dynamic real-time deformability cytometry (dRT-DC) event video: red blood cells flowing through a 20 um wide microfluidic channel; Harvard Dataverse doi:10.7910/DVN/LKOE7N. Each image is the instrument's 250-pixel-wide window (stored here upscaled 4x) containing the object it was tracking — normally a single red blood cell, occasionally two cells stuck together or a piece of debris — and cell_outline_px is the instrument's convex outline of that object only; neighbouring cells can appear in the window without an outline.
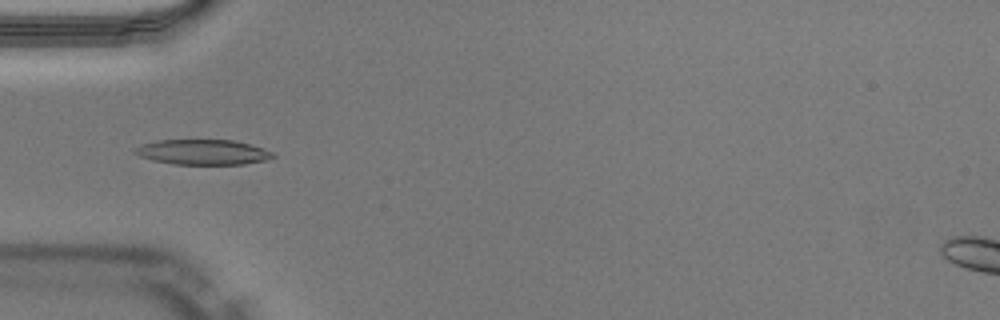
{"species": "Egyptian fruit bat (a non-hibernating species)", "species_latin": "Rousettus aegyptiacus", "temperature_condition": "warm", "stored_images_in_passage": 35, "camera_frame_rate_fps": 3000, "um_per_image_px": 0.085, "animal": {"sex": "male"}, "frame": {"image": 1, "passage_image": 2, "time_ms": 0.333, "image_size_px": [1000, 320], "cell_outline_px": [[276, 156], [264, 160], [244, 164], [176, 164], [152, 160], [140, 156], [132, 152], [140, 144], [160, 140], [232, 140], [264, 148], [272, 152]], "centroid_in_image_um": [17.22, 12.93], "position_along_channel_um": 67.8, "area_um2": 20.06}}
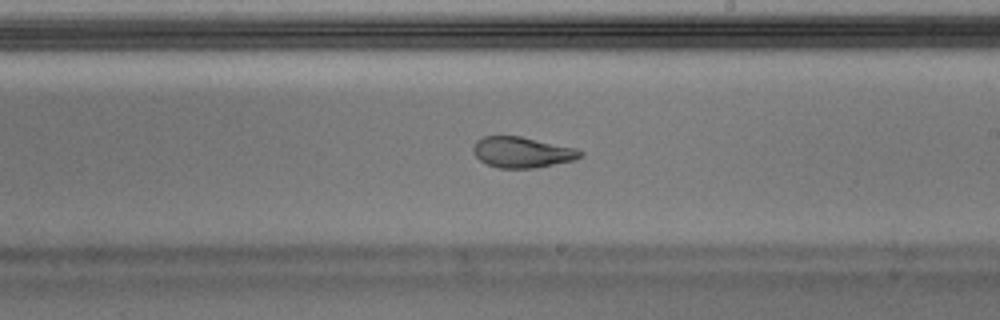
{"frame": {"image": 2, "passage_image": 15, "time_ms": 4.667, "image_size_px": [1000, 320], "cell_outline_px": [[584, 152], [576, 160], [536, 168], [500, 168], [488, 164], [480, 160], [476, 156], [472, 148], [476, 140], [484, 136], [520, 136], [576, 148]], "centroid_in_image_um": [44.39, 12.94], "position_along_channel_um": 244.6, "area_um2": 19.19}}
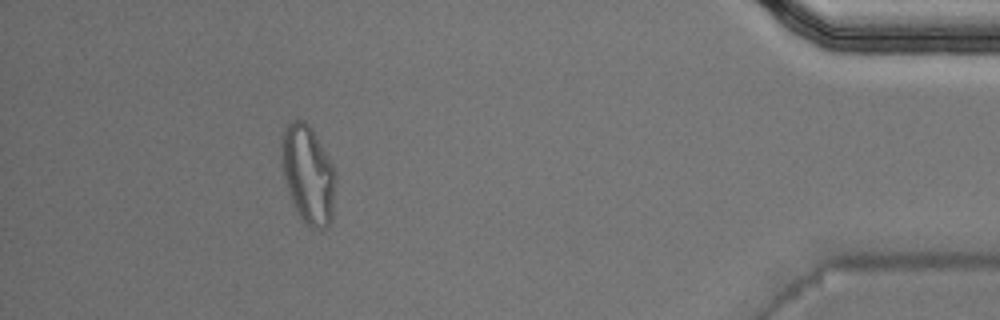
{"frame": {"image": 3, "passage_image": 31, "time_ms": 10.0, "image_size_px": [1000, 320], "cell_outline_px": [[336, 180], [332, 220], [328, 228], [312, 228], [304, 224], [300, 220], [292, 200], [284, 176], [280, 160], [280, 140], [284, 128], [292, 120], [304, 120], [312, 128], [332, 164], [336, 172]], "centroid_in_image_um": [26.18, 14.83], "position_along_channel_um": 409.0, "area_um2": 31.39}, "authors_computed_cell_mechanics": {"area_um2": 20.23, "velocity_mm_per_s": 4.062, "shape_relaxation_time_tau1_ms": null, "shape_relaxation_time_tau2_ms": 2.1186, "deformation_change_tau1": null, "deformation_change_tau2": 0.0935}}